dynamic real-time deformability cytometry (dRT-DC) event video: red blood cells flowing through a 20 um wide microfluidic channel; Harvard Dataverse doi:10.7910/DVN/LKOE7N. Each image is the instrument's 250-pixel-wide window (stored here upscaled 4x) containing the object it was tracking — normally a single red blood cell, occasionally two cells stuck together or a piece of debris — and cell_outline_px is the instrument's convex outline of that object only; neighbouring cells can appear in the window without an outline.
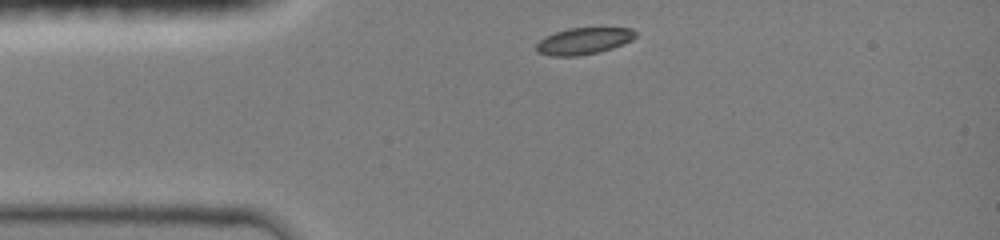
{"species": "common noctule bat (a hibernating species)", "species_latin": "Nyctalus noctula", "temperature_condition": "room temperature", "stored_images_in_passage": 7, "camera_frame_rate_fps": 3000, "um_per_image_px": 0.085, "animal": {"sex": "female", "body_mass_g": 19.0, "forearm_length_mm": 51.5}, "frame": {"image": 1, "passage_image": 1, "time_ms": 0.0, "image_size_px": [1000, 240], "cell_outline_px": [[636, 36], [632, 40], [612, 48], [596, 52], [576, 56], [548, 56], [536, 52], [536, 44], [544, 36], [568, 28], [632, 28], [636, 32]], "centroid_in_image_um": [49.58, 3.48], "position_along_channel_um": 35.4, "area_um2": 15.37}}